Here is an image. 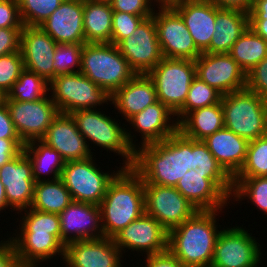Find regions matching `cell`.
<instances>
[{
  "mask_svg": "<svg viewBox=\"0 0 267 267\" xmlns=\"http://www.w3.org/2000/svg\"><path fill=\"white\" fill-rule=\"evenodd\" d=\"M218 8L238 9L250 12L255 0H208Z\"/></svg>",
  "mask_w": 267,
  "mask_h": 267,
  "instance_id": "cell-50",
  "label": "cell"
},
{
  "mask_svg": "<svg viewBox=\"0 0 267 267\" xmlns=\"http://www.w3.org/2000/svg\"><path fill=\"white\" fill-rule=\"evenodd\" d=\"M217 193L193 217L168 232V250L186 267H210L219 231V212L228 206ZM219 210V211H218ZM218 213V214H217Z\"/></svg>",
  "mask_w": 267,
  "mask_h": 267,
  "instance_id": "cell-3",
  "label": "cell"
},
{
  "mask_svg": "<svg viewBox=\"0 0 267 267\" xmlns=\"http://www.w3.org/2000/svg\"><path fill=\"white\" fill-rule=\"evenodd\" d=\"M113 10L110 3L84 0L86 43H112Z\"/></svg>",
  "mask_w": 267,
  "mask_h": 267,
  "instance_id": "cell-29",
  "label": "cell"
},
{
  "mask_svg": "<svg viewBox=\"0 0 267 267\" xmlns=\"http://www.w3.org/2000/svg\"><path fill=\"white\" fill-rule=\"evenodd\" d=\"M123 253L113 238L81 240L65 246L66 267H122Z\"/></svg>",
  "mask_w": 267,
  "mask_h": 267,
  "instance_id": "cell-21",
  "label": "cell"
},
{
  "mask_svg": "<svg viewBox=\"0 0 267 267\" xmlns=\"http://www.w3.org/2000/svg\"><path fill=\"white\" fill-rule=\"evenodd\" d=\"M23 211H25L24 214L20 213ZM17 213L23 216L19 224L20 232L49 233L61 242V226L58 214L40 212L32 208Z\"/></svg>",
  "mask_w": 267,
  "mask_h": 267,
  "instance_id": "cell-36",
  "label": "cell"
},
{
  "mask_svg": "<svg viewBox=\"0 0 267 267\" xmlns=\"http://www.w3.org/2000/svg\"><path fill=\"white\" fill-rule=\"evenodd\" d=\"M88 1H91V2H107V3L111 2V0H88Z\"/></svg>",
  "mask_w": 267,
  "mask_h": 267,
  "instance_id": "cell-55",
  "label": "cell"
},
{
  "mask_svg": "<svg viewBox=\"0 0 267 267\" xmlns=\"http://www.w3.org/2000/svg\"><path fill=\"white\" fill-rule=\"evenodd\" d=\"M250 234L239 226L221 229L211 267H258L262 247Z\"/></svg>",
  "mask_w": 267,
  "mask_h": 267,
  "instance_id": "cell-13",
  "label": "cell"
},
{
  "mask_svg": "<svg viewBox=\"0 0 267 267\" xmlns=\"http://www.w3.org/2000/svg\"><path fill=\"white\" fill-rule=\"evenodd\" d=\"M18 0H0V28H23Z\"/></svg>",
  "mask_w": 267,
  "mask_h": 267,
  "instance_id": "cell-44",
  "label": "cell"
},
{
  "mask_svg": "<svg viewBox=\"0 0 267 267\" xmlns=\"http://www.w3.org/2000/svg\"><path fill=\"white\" fill-rule=\"evenodd\" d=\"M246 88L267 103V57L246 74Z\"/></svg>",
  "mask_w": 267,
  "mask_h": 267,
  "instance_id": "cell-42",
  "label": "cell"
},
{
  "mask_svg": "<svg viewBox=\"0 0 267 267\" xmlns=\"http://www.w3.org/2000/svg\"><path fill=\"white\" fill-rule=\"evenodd\" d=\"M267 176V134L249 141L245 162L234 177Z\"/></svg>",
  "mask_w": 267,
  "mask_h": 267,
  "instance_id": "cell-37",
  "label": "cell"
},
{
  "mask_svg": "<svg viewBox=\"0 0 267 267\" xmlns=\"http://www.w3.org/2000/svg\"><path fill=\"white\" fill-rule=\"evenodd\" d=\"M21 141L41 140L60 113L48 95L35 102L4 100Z\"/></svg>",
  "mask_w": 267,
  "mask_h": 267,
  "instance_id": "cell-15",
  "label": "cell"
},
{
  "mask_svg": "<svg viewBox=\"0 0 267 267\" xmlns=\"http://www.w3.org/2000/svg\"><path fill=\"white\" fill-rule=\"evenodd\" d=\"M156 89L157 100L176 114L183 106L196 77L194 60L163 58L147 73Z\"/></svg>",
  "mask_w": 267,
  "mask_h": 267,
  "instance_id": "cell-9",
  "label": "cell"
},
{
  "mask_svg": "<svg viewBox=\"0 0 267 267\" xmlns=\"http://www.w3.org/2000/svg\"><path fill=\"white\" fill-rule=\"evenodd\" d=\"M47 146L57 150L67 161L84 160L93 156L90 143L77 129L70 114L59 113L41 139Z\"/></svg>",
  "mask_w": 267,
  "mask_h": 267,
  "instance_id": "cell-24",
  "label": "cell"
},
{
  "mask_svg": "<svg viewBox=\"0 0 267 267\" xmlns=\"http://www.w3.org/2000/svg\"><path fill=\"white\" fill-rule=\"evenodd\" d=\"M144 267H186L169 250L145 256Z\"/></svg>",
  "mask_w": 267,
  "mask_h": 267,
  "instance_id": "cell-47",
  "label": "cell"
},
{
  "mask_svg": "<svg viewBox=\"0 0 267 267\" xmlns=\"http://www.w3.org/2000/svg\"><path fill=\"white\" fill-rule=\"evenodd\" d=\"M6 200L5 187L0 180V211L9 209Z\"/></svg>",
  "mask_w": 267,
  "mask_h": 267,
  "instance_id": "cell-53",
  "label": "cell"
},
{
  "mask_svg": "<svg viewBox=\"0 0 267 267\" xmlns=\"http://www.w3.org/2000/svg\"><path fill=\"white\" fill-rule=\"evenodd\" d=\"M111 103L129 120L135 114L156 103V89L147 74H136L111 95Z\"/></svg>",
  "mask_w": 267,
  "mask_h": 267,
  "instance_id": "cell-27",
  "label": "cell"
},
{
  "mask_svg": "<svg viewBox=\"0 0 267 267\" xmlns=\"http://www.w3.org/2000/svg\"><path fill=\"white\" fill-rule=\"evenodd\" d=\"M249 27V13L216 6L215 32L205 53H229L233 44Z\"/></svg>",
  "mask_w": 267,
  "mask_h": 267,
  "instance_id": "cell-28",
  "label": "cell"
},
{
  "mask_svg": "<svg viewBox=\"0 0 267 267\" xmlns=\"http://www.w3.org/2000/svg\"><path fill=\"white\" fill-rule=\"evenodd\" d=\"M224 128L221 101L189 112L178 123L174 161H182L203 139Z\"/></svg>",
  "mask_w": 267,
  "mask_h": 267,
  "instance_id": "cell-16",
  "label": "cell"
},
{
  "mask_svg": "<svg viewBox=\"0 0 267 267\" xmlns=\"http://www.w3.org/2000/svg\"><path fill=\"white\" fill-rule=\"evenodd\" d=\"M0 180L11 210L19 212L30 208L36 182L31 161L24 151L0 167Z\"/></svg>",
  "mask_w": 267,
  "mask_h": 267,
  "instance_id": "cell-19",
  "label": "cell"
},
{
  "mask_svg": "<svg viewBox=\"0 0 267 267\" xmlns=\"http://www.w3.org/2000/svg\"><path fill=\"white\" fill-rule=\"evenodd\" d=\"M23 151L31 161L35 182L46 181L42 174L53 175L51 181L60 179L65 161L57 150L41 140H33L24 145Z\"/></svg>",
  "mask_w": 267,
  "mask_h": 267,
  "instance_id": "cell-30",
  "label": "cell"
},
{
  "mask_svg": "<svg viewBox=\"0 0 267 267\" xmlns=\"http://www.w3.org/2000/svg\"><path fill=\"white\" fill-rule=\"evenodd\" d=\"M24 145L20 138H0V167L20 154Z\"/></svg>",
  "mask_w": 267,
  "mask_h": 267,
  "instance_id": "cell-46",
  "label": "cell"
},
{
  "mask_svg": "<svg viewBox=\"0 0 267 267\" xmlns=\"http://www.w3.org/2000/svg\"><path fill=\"white\" fill-rule=\"evenodd\" d=\"M174 117L167 106L157 101L127 121L141 134L139 154L145 161H174L178 141V122Z\"/></svg>",
  "mask_w": 267,
  "mask_h": 267,
  "instance_id": "cell-5",
  "label": "cell"
},
{
  "mask_svg": "<svg viewBox=\"0 0 267 267\" xmlns=\"http://www.w3.org/2000/svg\"><path fill=\"white\" fill-rule=\"evenodd\" d=\"M117 47L136 74H147L164 58L153 16L143 19Z\"/></svg>",
  "mask_w": 267,
  "mask_h": 267,
  "instance_id": "cell-14",
  "label": "cell"
},
{
  "mask_svg": "<svg viewBox=\"0 0 267 267\" xmlns=\"http://www.w3.org/2000/svg\"><path fill=\"white\" fill-rule=\"evenodd\" d=\"M154 0H111L113 11L142 16L144 19L153 15ZM153 6V7H152Z\"/></svg>",
  "mask_w": 267,
  "mask_h": 267,
  "instance_id": "cell-43",
  "label": "cell"
},
{
  "mask_svg": "<svg viewBox=\"0 0 267 267\" xmlns=\"http://www.w3.org/2000/svg\"><path fill=\"white\" fill-rule=\"evenodd\" d=\"M175 1H178V0H154V2L156 3L155 6H157V5H170L171 3L175 2Z\"/></svg>",
  "mask_w": 267,
  "mask_h": 267,
  "instance_id": "cell-54",
  "label": "cell"
},
{
  "mask_svg": "<svg viewBox=\"0 0 267 267\" xmlns=\"http://www.w3.org/2000/svg\"><path fill=\"white\" fill-rule=\"evenodd\" d=\"M0 138H20L16 132L5 101L0 103Z\"/></svg>",
  "mask_w": 267,
  "mask_h": 267,
  "instance_id": "cell-48",
  "label": "cell"
},
{
  "mask_svg": "<svg viewBox=\"0 0 267 267\" xmlns=\"http://www.w3.org/2000/svg\"><path fill=\"white\" fill-rule=\"evenodd\" d=\"M248 145L224 127L203 139L182 162L218 193L242 168Z\"/></svg>",
  "mask_w": 267,
  "mask_h": 267,
  "instance_id": "cell-2",
  "label": "cell"
},
{
  "mask_svg": "<svg viewBox=\"0 0 267 267\" xmlns=\"http://www.w3.org/2000/svg\"><path fill=\"white\" fill-rule=\"evenodd\" d=\"M170 6L181 16L196 47L203 53L215 32L216 6L208 0H178Z\"/></svg>",
  "mask_w": 267,
  "mask_h": 267,
  "instance_id": "cell-25",
  "label": "cell"
},
{
  "mask_svg": "<svg viewBox=\"0 0 267 267\" xmlns=\"http://www.w3.org/2000/svg\"><path fill=\"white\" fill-rule=\"evenodd\" d=\"M83 45L57 44L53 62V79L57 75L80 72Z\"/></svg>",
  "mask_w": 267,
  "mask_h": 267,
  "instance_id": "cell-39",
  "label": "cell"
},
{
  "mask_svg": "<svg viewBox=\"0 0 267 267\" xmlns=\"http://www.w3.org/2000/svg\"><path fill=\"white\" fill-rule=\"evenodd\" d=\"M218 193L229 201L232 197L235 201L248 197L247 200L267 215V176L233 177Z\"/></svg>",
  "mask_w": 267,
  "mask_h": 267,
  "instance_id": "cell-31",
  "label": "cell"
},
{
  "mask_svg": "<svg viewBox=\"0 0 267 267\" xmlns=\"http://www.w3.org/2000/svg\"><path fill=\"white\" fill-rule=\"evenodd\" d=\"M194 62L196 77L220 94L246 88V73L228 53L203 52Z\"/></svg>",
  "mask_w": 267,
  "mask_h": 267,
  "instance_id": "cell-17",
  "label": "cell"
},
{
  "mask_svg": "<svg viewBox=\"0 0 267 267\" xmlns=\"http://www.w3.org/2000/svg\"><path fill=\"white\" fill-rule=\"evenodd\" d=\"M104 237L113 238L145 213L143 163L124 168L109 184L99 204Z\"/></svg>",
  "mask_w": 267,
  "mask_h": 267,
  "instance_id": "cell-4",
  "label": "cell"
},
{
  "mask_svg": "<svg viewBox=\"0 0 267 267\" xmlns=\"http://www.w3.org/2000/svg\"><path fill=\"white\" fill-rule=\"evenodd\" d=\"M16 233L17 235L14 233L8 240L14 245L21 267H38L40 262L48 261L57 255L63 257L64 261L65 246L53 234L19 231Z\"/></svg>",
  "mask_w": 267,
  "mask_h": 267,
  "instance_id": "cell-26",
  "label": "cell"
},
{
  "mask_svg": "<svg viewBox=\"0 0 267 267\" xmlns=\"http://www.w3.org/2000/svg\"><path fill=\"white\" fill-rule=\"evenodd\" d=\"M153 18L163 57L196 60L202 52L196 47L181 16L170 5H158Z\"/></svg>",
  "mask_w": 267,
  "mask_h": 267,
  "instance_id": "cell-12",
  "label": "cell"
},
{
  "mask_svg": "<svg viewBox=\"0 0 267 267\" xmlns=\"http://www.w3.org/2000/svg\"><path fill=\"white\" fill-rule=\"evenodd\" d=\"M228 54L247 74L267 57V42L248 27L233 44Z\"/></svg>",
  "mask_w": 267,
  "mask_h": 267,
  "instance_id": "cell-33",
  "label": "cell"
},
{
  "mask_svg": "<svg viewBox=\"0 0 267 267\" xmlns=\"http://www.w3.org/2000/svg\"><path fill=\"white\" fill-rule=\"evenodd\" d=\"M80 73L110 96L136 75L117 45L112 43H85Z\"/></svg>",
  "mask_w": 267,
  "mask_h": 267,
  "instance_id": "cell-7",
  "label": "cell"
},
{
  "mask_svg": "<svg viewBox=\"0 0 267 267\" xmlns=\"http://www.w3.org/2000/svg\"><path fill=\"white\" fill-rule=\"evenodd\" d=\"M84 0H63L39 27L57 44H85Z\"/></svg>",
  "mask_w": 267,
  "mask_h": 267,
  "instance_id": "cell-23",
  "label": "cell"
},
{
  "mask_svg": "<svg viewBox=\"0 0 267 267\" xmlns=\"http://www.w3.org/2000/svg\"><path fill=\"white\" fill-rule=\"evenodd\" d=\"M0 267H21L14 245L9 240L0 241Z\"/></svg>",
  "mask_w": 267,
  "mask_h": 267,
  "instance_id": "cell-49",
  "label": "cell"
},
{
  "mask_svg": "<svg viewBox=\"0 0 267 267\" xmlns=\"http://www.w3.org/2000/svg\"><path fill=\"white\" fill-rule=\"evenodd\" d=\"M145 213L168 232L193 217L217 192L182 161L143 162Z\"/></svg>",
  "mask_w": 267,
  "mask_h": 267,
  "instance_id": "cell-1",
  "label": "cell"
},
{
  "mask_svg": "<svg viewBox=\"0 0 267 267\" xmlns=\"http://www.w3.org/2000/svg\"><path fill=\"white\" fill-rule=\"evenodd\" d=\"M93 158L91 156L64 164L60 179L69 190L73 201L99 205L109 184L124 169L122 166L116 173H104Z\"/></svg>",
  "mask_w": 267,
  "mask_h": 267,
  "instance_id": "cell-10",
  "label": "cell"
},
{
  "mask_svg": "<svg viewBox=\"0 0 267 267\" xmlns=\"http://www.w3.org/2000/svg\"><path fill=\"white\" fill-rule=\"evenodd\" d=\"M249 27L267 42V19L249 20Z\"/></svg>",
  "mask_w": 267,
  "mask_h": 267,
  "instance_id": "cell-52",
  "label": "cell"
},
{
  "mask_svg": "<svg viewBox=\"0 0 267 267\" xmlns=\"http://www.w3.org/2000/svg\"><path fill=\"white\" fill-rule=\"evenodd\" d=\"M221 96L222 94L214 87L195 77L189 87L184 106L175 114L177 122L179 123L189 112L195 109L218 104L221 101Z\"/></svg>",
  "mask_w": 267,
  "mask_h": 267,
  "instance_id": "cell-35",
  "label": "cell"
},
{
  "mask_svg": "<svg viewBox=\"0 0 267 267\" xmlns=\"http://www.w3.org/2000/svg\"><path fill=\"white\" fill-rule=\"evenodd\" d=\"M57 43L39 26H24L21 30L20 52L24 68L53 80V62Z\"/></svg>",
  "mask_w": 267,
  "mask_h": 267,
  "instance_id": "cell-22",
  "label": "cell"
},
{
  "mask_svg": "<svg viewBox=\"0 0 267 267\" xmlns=\"http://www.w3.org/2000/svg\"><path fill=\"white\" fill-rule=\"evenodd\" d=\"M51 99L60 113L96 109L111 102V96L82 73L57 75L50 83Z\"/></svg>",
  "mask_w": 267,
  "mask_h": 267,
  "instance_id": "cell-11",
  "label": "cell"
},
{
  "mask_svg": "<svg viewBox=\"0 0 267 267\" xmlns=\"http://www.w3.org/2000/svg\"><path fill=\"white\" fill-rule=\"evenodd\" d=\"M5 96L0 92V103L4 101Z\"/></svg>",
  "mask_w": 267,
  "mask_h": 267,
  "instance_id": "cell-56",
  "label": "cell"
},
{
  "mask_svg": "<svg viewBox=\"0 0 267 267\" xmlns=\"http://www.w3.org/2000/svg\"><path fill=\"white\" fill-rule=\"evenodd\" d=\"M59 215L61 243L104 237L99 205L72 201Z\"/></svg>",
  "mask_w": 267,
  "mask_h": 267,
  "instance_id": "cell-20",
  "label": "cell"
},
{
  "mask_svg": "<svg viewBox=\"0 0 267 267\" xmlns=\"http://www.w3.org/2000/svg\"><path fill=\"white\" fill-rule=\"evenodd\" d=\"M224 127L252 141L267 134V103L244 88L221 96Z\"/></svg>",
  "mask_w": 267,
  "mask_h": 267,
  "instance_id": "cell-8",
  "label": "cell"
},
{
  "mask_svg": "<svg viewBox=\"0 0 267 267\" xmlns=\"http://www.w3.org/2000/svg\"><path fill=\"white\" fill-rule=\"evenodd\" d=\"M21 52L0 56V92L6 96L24 70Z\"/></svg>",
  "mask_w": 267,
  "mask_h": 267,
  "instance_id": "cell-40",
  "label": "cell"
},
{
  "mask_svg": "<svg viewBox=\"0 0 267 267\" xmlns=\"http://www.w3.org/2000/svg\"><path fill=\"white\" fill-rule=\"evenodd\" d=\"M73 201L69 190L61 179L35 183L30 208L45 213H61Z\"/></svg>",
  "mask_w": 267,
  "mask_h": 267,
  "instance_id": "cell-32",
  "label": "cell"
},
{
  "mask_svg": "<svg viewBox=\"0 0 267 267\" xmlns=\"http://www.w3.org/2000/svg\"><path fill=\"white\" fill-rule=\"evenodd\" d=\"M144 18L125 12H113L112 44L117 45L122 39L129 37Z\"/></svg>",
  "mask_w": 267,
  "mask_h": 267,
  "instance_id": "cell-41",
  "label": "cell"
},
{
  "mask_svg": "<svg viewBox=\"0 0 267 267\" xmlns=\"http://www.w3.org/2000/svg\"><path fill=\"white\" fill-rule=\"evenodd\" d=\"M267 19V0H255L249 12V20Z\"/></svg>",
  "mask_w": 267,
  "mask_h": 267,
  "instance_id": "cell-51",
  "label": "cell"
},
{
  "mask_svg": "<svg viewBox=\"0 0 267 267\" xmlns=\"http://www.w3.org/2000/svg\"><path fill=\"white\" fill-rule=\"evenodd\" d=\"M113 241L124 253V249L153 255L168 250V231L152 216L144 213L118 232Z\"/></svg>",
  "mask_w": 267,
  "mask_h": 267,
  "instance_id": "cell-18",
  "label": "cell"
},
{
  "mask_svg": "<svg viewBox=\"0 0 267 267\" xmlns=\"http://www.w3.org/2000/svg\"><path fill=\"white\" fill-rule=\"evenodd\" d=\"M22 28H0V56L20 51Z\"/></svg>",
  "mask_w": 267,
  "mask_h": 267,
  "instance_id": "cell-45",
  "label": "cell"
},
{
  "mask_svg": "<svg viewBox=\"0 0 267 267\" xmlns=\"http://www.w3.org/2000/svg\"><path fill=\"white\" fill-rule=\"evenodd\" d=\"M49 87L45 78L24 69L4 100L35 102L48 96Z\"/></svg>",
  "mask_w": 267,
  "mask_h": 267,
  "instance_id": "cell-34",
  "label": "cell"
},
{
  "mask_svg": "<svg viewBox=\"0 0 267 267\" xmlns=\"http://www.w3.org/2000/svg\"><path fill=\"white\" fill-rule=\"evenodd\" d=\"M104 113L97 109H87L74 111L70 115L86 142L89 139L93 145L102 147L107 152L109 150L118 153L117 155L123 157L124 168H135L142 164L145 160L139 154V145L133 142L136 141L133 140L136 135L132 136L131 131Z\"/></svg>",
  "mask_w": 267,
  "mask_h": 267,
  "instance_id": "cell-6",
  "label": "cell"
},
{
  "mask_svg": "<svg viewBox=\"0 0 267 267\" xmlns=\"http://www.w3.org/2000/svg\"><path fill=\"white\" fill-rule=\"evenodd\" d=\"M63 0H18L24 26H39L60 6Z\"/></svg>",
  "mask_w": 267,
  "mask_h": 267,
  "instance_id": "cell-38",
  "label": "cell"
}]
</instances>
